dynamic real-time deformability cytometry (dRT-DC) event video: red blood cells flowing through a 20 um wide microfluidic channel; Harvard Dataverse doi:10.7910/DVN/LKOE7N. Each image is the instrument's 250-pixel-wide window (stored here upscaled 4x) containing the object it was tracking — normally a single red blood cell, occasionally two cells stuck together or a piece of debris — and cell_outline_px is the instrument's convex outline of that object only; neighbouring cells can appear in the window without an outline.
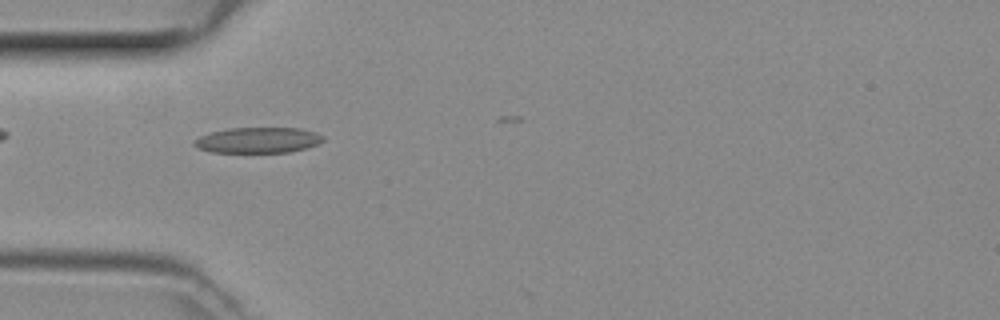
{"species": "common noctule bat (a hibernating species)", "species_latin": "Nyctalus noctula", "temperature_condition": "room temperature", "stored_images_in_passage": 2, "camera_frame_rate_fps": 3000, "um_per_image_px": 0.085, "animal": {"sex": "female", "body_mass_g": 29.2, "forearm_length_mm": 56.3}, "frame": {"image": 1, "passage_image": 1, "time_ms": 0.0, "image_size_px": [1000, 320], "cell_outline_px": [[324, 140], [316, 144], [304, 148], [288, 152], [212, 152], [200, 148], [192, 144], [192, 140], [200, 136], [212, 132], [228, 128], [300, 128], [316, 132], [324, 136]], "centroid_in_image_um": [21.92, 11.9], "position_along_channel_um": 63.1, "area_um2": 19.13}}